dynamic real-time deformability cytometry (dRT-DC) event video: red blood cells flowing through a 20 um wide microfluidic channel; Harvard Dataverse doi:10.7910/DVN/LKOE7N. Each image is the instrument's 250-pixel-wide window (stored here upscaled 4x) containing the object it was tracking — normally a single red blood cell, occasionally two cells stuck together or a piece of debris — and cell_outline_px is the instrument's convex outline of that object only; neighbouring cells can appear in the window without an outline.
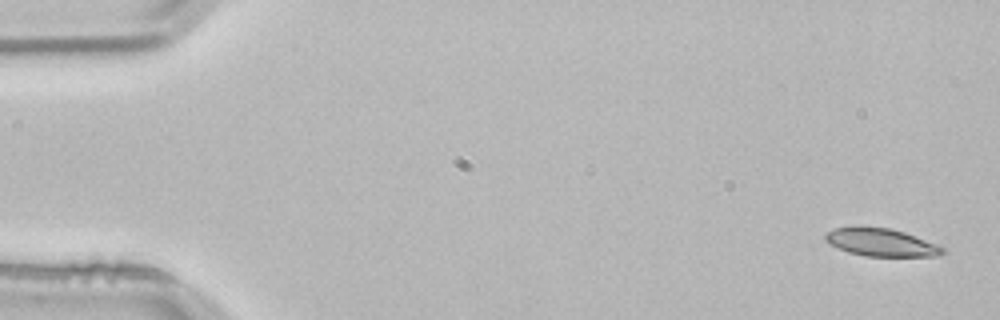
{"species": "common noctule bat (a hibernating species)", "species_latin": "Nyctalus noctula", "temperature_condition": "room temperature", "stored_images_in_passage": 4, "segment_of_instrument_passage": [1, 2], "camera_frame_rate_fps": 3000, "um_per_image_px": 0.085, "animal": {"sex": "male", "body_mass_g": 21.5, "forearm_length_mm": 52.0}, "frame": {"image": 1, "passage_image": 1, "time_ms": 0.0, "image_size_px": [1000, 320], "cell_outline_px": [[944, 252], [940, 256], [864, 256], [848, 252], [836, 248], [828, 244], [824, 240], [824, 236], [828, 232], [836, 228], [856, 224], [892, 228], [904, 232], [936, 244], [944, 248]], "centroid_in_image_um": [74.82, 20.57], "position_along_channel_um": 10.2, "area_um2": 19.48}}
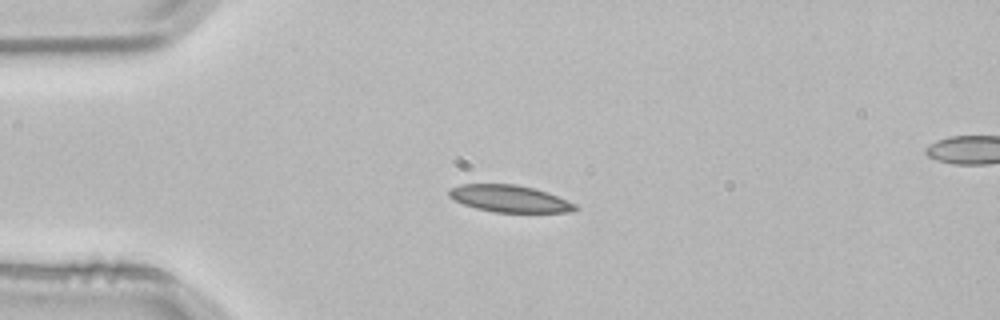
{"frame": {"image": 2, "passage_image": 3, "time_ms": 0.667, "image_size_px": [1000, 320], "cell_outline_px": [[580, 208], [572, 212], [496, 212], [476, 208], [464, 204], [448, 196], [448, 188], [460, 184], [516, 184], [536, 188], [548, 192], [576, 204]], "centroid_in_image_um": [43.33, 16.87], "position_along_channel_um": 41.7, "area_um2": 19.94}}